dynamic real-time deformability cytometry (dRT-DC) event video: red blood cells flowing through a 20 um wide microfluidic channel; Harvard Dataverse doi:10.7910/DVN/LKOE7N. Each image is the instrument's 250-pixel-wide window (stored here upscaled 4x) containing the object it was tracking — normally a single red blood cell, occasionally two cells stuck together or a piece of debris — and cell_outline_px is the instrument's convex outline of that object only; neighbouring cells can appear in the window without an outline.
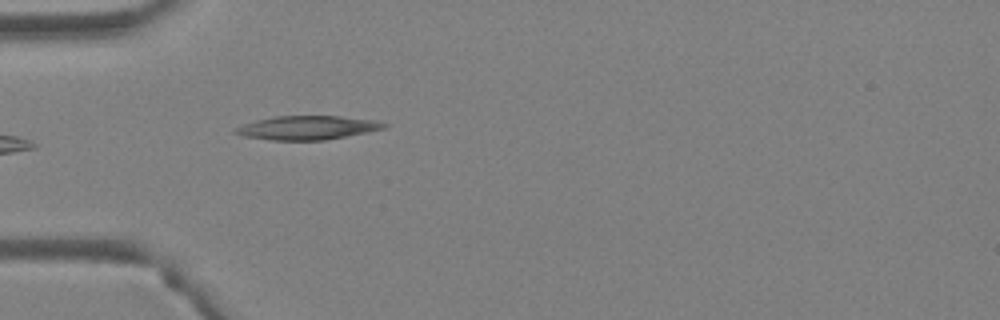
{"species": "Egyptian fruit bat (a non-hibernating species)", "species_latin": "Rousettus aegyptiacus", "temperature_condition": "warm", "stored_images_in_passage": 4, "camera_frame_rate_fps": 3000, "um_per_image_px": 0.085, "animal": {"sex": "female"}, "frame": {"image": 1, "passage_image": 4, "time_ms": 1.0, "image_size_px": [1000, 320], "cell_outline_px": [[388, 124], [384, 128], [368, 132], [324, 140], [272, 140], [244, 136], [232, 132], [232, 128], [256, 120], [276, 116], [340, 116], [376, 120]], "centroid_in_image_um": [26.1, 10.85], "position_along_channel_um": 58.9, "area_um2": 20.58}}